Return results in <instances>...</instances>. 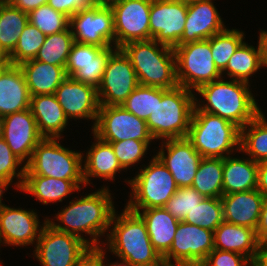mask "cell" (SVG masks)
Returning <instances> with one entry per match:
<instances>
[{
	"instance_id": "1",
	"label": "cell",
	"mask_w": 267,
	"mask_h": 266,
	"mask_svg": "<svg viewBox=\"0 0 267 266\" xmlns=\"http://www.w3.org/2000/svg\"><path fill=\"white\" fill-rule=\"evenodd\" d=\"M110 196L108 188L104 187L81 199L70 201V205L56 215L64 226L50 219L47 221L58 231L82 238L89 246H99L98 237L110 228L115 211ZM80 232L89 234L92 240H86Z\"/></svg>"
},
{
	"instance_id": "2",
	"label": "cell",
	"mask_w": 267,
	"mask_h": 266,
	"mask_svg": "<svg viewBox=\"0 0 267 266\" xmlns=\"http://www.w3.org/2000/svg\"><path fill=\"white\" fill-rule=\"evenodd\" d=\"M248 86L244 81H224L222 78L203 84L196 91L207 103L201 106L195 98L193 111L220 116L241 129L261 112Z\"/></svg>"
},
{
	"instance_id": "3",
	"label": "cell",
	"mask_w": 267,
	"mask_h": 266,
	"mask_svg": "<svg viewBox=\"0 0 267 266\" xmlns=\"http://www.w3.org/2000/svg\"><path fill=\"white\" fill-rule=\"evenodd\" d=\"M113 224L107 235V245L122 263L131 266H165L163 257L150 241L145 222L137 213L126 207L120 216L114 211L110 225Z\"/></svg>"
},
{
	"instance_id": "4",
	"label": "cell",
	"mask_w": 267,
	"mask_h": 266,
	"mask_svg": "<svg viewBox=\"0 0 267 266\" xmlns=\"http://www.w3.org/2000/svg\"><path fill=\"white\" fill-rule=\"evenodd\" d=\"M121 49L130 58L140 85L166 90L178 86L174 48L149 39L126 43Z\"/></svg>"
},
{
	"instance_id": "5",
	"label": "cell",
	"mask_w": 267,
	"mask_h": 266,
	"mask_svg": "<svg viewBox=\"0 0 267 266\" xmlns=\"http://www.w3.org/2000/svg\"><path fill=\"white\" fill-rule=\"evenodd\" d=\"M192 90L182 86L162 89V98L156 99V107L146 121L153 139H175L188 136L195 107Z\"/></svg>"
},
{
	"instance_id": "6",
	"label": "cell",
	"mask_w": 267,
	"mask_h": 266,
	"mask_svg": "<svg viewBox=\"0 0 267 266\" xmlns=\"http://www.w3.org/2000/svg\"><path fill=\"white\" fill-rule=\"evenodd\" d=\"M187 138L204 158H225L234 147L240 150V128L204 111H193Z\"/></svg>"
},
{
	"instance_id": "7",
	"label": "cell",
	"mask_w": 267,
	"mask_h": 266,
	"mask_svg": "<svg viewBox=\"0 0 267 266\" xmlns=\"http://www.w3.org/2000/svg\"><path fill=\"white\" fill-rule=\"evenodd\" d=\"M149 163L128 180L133 195L125 207L130 211L164 207L178 189L172 174L157 156Z\"/></svg>"
},
{
	"instance_id": "8",
	"label": "cell",
	"mask_w": 267,
	"mask_h": 266,
	"mask_svg": "<svg viewBox=\"0 0 267 266\" xmlns=\"http://www.w3.org/2000/svg\"><path fill=\"white\" fill-rule=\"evenodd\" d=\"M58 138H43L35 147L25 175H40L64 180H84L82 153L64 148Z\"/></svg>"
},
{
	"instance_id": "9",
	"label": "cell",
	"mask_w": 267,
	"mask_h": 266,
	"mask_svg": "<svg viewBox=\"0 0 267 266\" xmlns=\"http://www.w3.org/2000/svg\"><path fill=\"white\" fill-rule=\"evenodd\" d=\"M174 52L178 86L197 90L203 84L221 78L222 73L212 57L210 38L177 45Z\"/></svg>"
},
{
	"instance_id": "10",
	"label": "cell",
	"mask_w": 267,
	"mask_h": 266,
	"mask_svg": "<svg viewBox=\"0 0 267 266\" xmlns=\"http://www.w3.org/2000/svg\"><path fill=\"white\" fill-rule=\"evenodd\" d=\"M213 250V231L180 221L172 246L163 256V261L165 266H200Z\"/></svg>"
},
{
	"instance_id": "11",
	"label": "cell",
	"mask_w": 267,
	"mask_h": 266,
	"mask_svg": "<svg viewBox=\"0 0 267 266\" xmlns=\"http://www.w3.org/2000/svg\"><path fill=\"white\" fill-rule=\"evenodd\" d=\"M138 85L130 58L121 48H117L110 55L97 88L100 106H121Z\"/></svg>"
},
{
	"instance_id": "12",
	"label": "cell",
	"mask_w": 267,
	"mask_h": 266,
	"mask_svg": "<svg viewBox=\"0 0 267 266\" xmlns=\"http://www.w3.org/2000/svg\"><path fill=\"white\" fill-rule=\"evenodd\" d=\"M36 243L34 253L43 266H74L89 247L82 238L56 230L47 219Z\"/></svg>"
},
{
	"instance_id": "13",
	"label": "cell",
	"mask_w": 267,
	"mask_h": 266,
	"mask_svg": "<svg viewBox=\"0 0 267 266\" xmlns=\"http://www.w3.org/2000/svg\"><path fill=\"white\" fill-rule=\"evenodd\" d=\"M74 41L103 48L115 44L113 12L110 5L95 4L82 8L70 17ZM75 29V30H73Z\"/></svg>"
},
{
	"instance_id": "14",
	"label": "cell",
	"mask_w": 267,
	"mask_h": 266,
	"mask_svg": "<svg viewBox=\"0 0 267 266\" xmlns=\"http://www.w3.org/2000/svg\"><path fill=\"white\" fill-rule=\"evenodd\" d=\"M93 134L106 142L123 140L152 141L146 121L122 106H100Z\"/></svg>"
},
{
	"instance_id": "15",
	"label": "cell",
	"mask_w": 267,
	"mask_h": 266,
	"mask_svg": "<svg viewBox=\"0 0 267 266\" xmlns=\"http://www.w3.org/2000/svg\"><path fill=\"white\" fill-rule=\"evenodd\" d=\"M151 2L152 0H119L110 5L116 48L132 41L150 39Z\"/></svg>"
},
{
	"instance_id": "16",
	"label": "cell",
	"mask_w": 267,
	"mask_h": 266,
	"mask_svg": "<svg viewBox=\"0 0 267 266\" xmlns=\"http://www.w3.org/2000/svg\"><path fill=\"white\" fill-rule=\"evenodd\" d=\"M187 17V2L152 0L150 9V39L175 48L181 39Z\"/></svg>"
},
{
	"instance_id": "17",
	"label": "cell",
	"mask_w": 267,
	"mask_h": 266,
	"mask_svg": "<svg viewBox=\"0 0 267 266\" xmlns=\"http://www.w3.org/2000/svg\"><path fill=\"white\" fill-rule=\"evenodd\" d=\"M116 49L115 46L103 48L74 42L65 66L66 76L97 89L101 84L107 61Z\"/></svg>"
},
{
	"instance_id": "18",
	"label": "cell",
	"mask_w": 267,
	"mask_h": 266,
	"mask_svg": "<svg viewBox=\"0 0 267 266\" xmlns=\"http://www.w3.org/2000/svg\"><path fill=\"white\" fill-rule=\"evenodd\" d=\"M2 138L6 141L12 153L22 162L31 155L44 138L37 127V122L30 108L4 116Z\"/></svg>"
},
{
	"instance_id": "19",
	"label": "cell",
	"mask_w": 267,
	"mask_h": 266,
	"mask_svg": "<svg viewBox=\"0 0 267 266\" xmlns=\"http://www.w3.org/2000/svg\"><path fill=\"white\" fill-rule=\"evenodd\" d=\"M165 141L162 142L164 145L162 144L156 156L168 168L178 188L191 187L203 157L196 151L187 137ZM163 146L166 147L167 156Z\"/></svg>"
},
{
	"instance_id": "20",
	"label": "cell",
	"mask_w": 267,
	"mask_h": 266,
	"mask_svg": "<svg viewBox=\"0 0 267 266\" xmlns=\"http://www.w3.org/2000/svg\"><path fill=\"white\" fill-rule=\"evenodd\" d=\"M55 96L68 119L95 120L94 128L100 107L97 89L94 86L67 76L56 89Z\"/></svg>"
},
{
	"instance_id": "21",
	"label": "cell",
	"mask_w": 267,
	"mask_h": 266,
	"mask_svg": "<svg viewBox=\"0 0 267 266\" xmlns=\"http://www.w3.org/2000/svg\"><path fill=\"white\" fill-rule=\"evenodd\" d=\"M33 210L4 206L0 210V243L25 246L39 239L42 226ZM40 228V229H39ZM38 232V233H37Z\"/></svg>"
},
{
	"instance_id": "22",
	"label": "cell",
	"mask_w": 267,
	"mask_h": 266,
	"mask_svg": "<svg viewBox=\"0 0 267 266\" xmlns=\"http://www.w3.org/2000/svg\"><path fill=\"white\" fill-rule=\"evenodd\" d=\"M212 0L187 3V17L183 35L177 45L209 39L225 27Z\"/></svg>"
},
{
	"instance_id": "23",
	"label": "cell",
	"mask_w": 267,
	"mask_h": 266,
	"mask_svg": "<svg viewBox=\"0 0 267 266\" xmlns=\"http://www.w3.org/2000/svg\"><path fill=\"white\" fill-rule=\"evenodd\" d=\"M263 198L257 189L222 195L224 221L256 230Z\"/></svg>"
},
{
	"instance_id": "24",
	"label": "cell",
	"mask_w": 267,
	"mask_h": 266,
	"mask_svg": "<svg viewBox=\"0 0 267 266\" xmlns=\"http://www.w3.org/2000/svg\"><path fill=\"white\" fill-rule=\"evenodd\" d=\"M31 96L19 65L0 70V114H9L30 108Z\"/></svg>"
},
{
	"instance_id": "25",
	"label": "cell",
	"mask_w": 267,
	"mask_h": 266,
	"mask_svg": "<svg viewBox=\"0 0 267 266\" xmlns=\"http://www.w3.org/2000/svg\"><path fill=\"white\" fill-rule=\"evenodd\" d=\"M256 230L223 221L214 231V249L232 251L247 257L252 263L259 250Z\"/></svg>"
},
{
	"instance_id": "26",
	"label": "cell",
	"mask_w": 267,
	"mask_h": 266,
	"mask_svg": "<svg viewBox=\"0 0 267 266\" xmlns=\"http://www.w3.org/2000/svg\"><path fill=\"white\" fill-rule=\"evenodd\" d=\"M30 109L44 138H61L68 118L55 94L31 96Z\"/></svg>"
},
{
	"instance_id": "27",
	"label": "cell",
	"mask_w": 267,
	"mask_h": 266,
	"mask_svg": "<svg viewBox=\"0 0 267 266\" xmlns=\"http://www.w3.org/2000/svg\"><path fill=\"white\" fill-rule=\"evenodd\" d=\"M30 96L55 94L56 89L67 77L62 66L51 65L37 60H28L19 65Z\"/></svg>"
},
{
	"instance_id": "28",
	"label": "cell",
	"mask_w": 267,
	"mask_h": 266,
	"mask_svg": "<svg viewBox=\"0 0 267 266\" xmlns=\"http://www.w3.org/2000/svg\"><path fill=\"white\" fill-rule=\"evenodd\" d=\"M132 212L137 213L143 219L153 247L163 257L172 246L180 221L176 220L164 207Z\"/></svg>"
},
{
	"instance_id": "29",
	"label": "cell",
	"mask_w": 267,
	"mask_h": 266,
	"mask_svg": "<svg viewBox=\"0 0 267 266\" xmlns=\"http://www.w3.org/2000/svg\"><path fill=\"white\" fill-rule=\"evenodd\" d=\"M84 180H64L40 175H24L20 190L33 194L44 205L63 201L67 195L79 191Z\"/></svg>"
},
{
	"instance_id": "30",
	"label": "cell",
	"mask_w": 267,
	"mask_h": 266,
	"mask_svg": "<svg viewBox=\"0 0 267 266\" xmlns=\"http://www.w3.org/2000/svg\"><path fill=\"white\" fill-rule=\"evenodd\" d=\"M258 162L250 158H223V195L257 189Z\"/></svg>"
},
{
	"instance_id": "31",
	"label": "cell",
	"mask_w": 267,
	"mask_h": 266,
	"mask_svg": "<svg viewBox=\"0 0 267 266\" xmlns=\"http://www.w3.org/2000/svg\"><path fill=\"white\" fill-rule=\"evenodd\" d=\"M94 138L97 142L93 143L91 149L86 153L87 159L83 167L85 186L90 184L89 177L113 180L115 174L123 169L114 154L111 143L101 140L95 134Z\"/></svg>"
},
{
	"instance_id": "32",
	"label": "cell",
	"mask_w": 267,
	"mask_h": 266,
	"mask_svg": "<svg viewBox=\"0 0 267 266\" xmlns=\"http://www.w3.org/2000/svg\"><path fill=\"white\" fill-rule=\"evenodd\" d=\"M191 187L205 198H221L223 195V158L203 157Z\"/></svg>"
},
{
	"instance_id": "33",
	"label": "cell",
	"mask_w": 267,
	"mask_h": 266,
	"mask_svg": "<svg viewBox=\"0 0 267 266\" xmlns=\"http://www.w3.org/2000/svg\"><path fill=\"white\" fill-rule=\"evenodd\" d=\"M264 116L260 112L240 129L239 151L245 152L253 161L258 163L267 160V122Z\"/></svg>"
},
{
	"instance_id": "34",
	"label": "cell",
	"mask_w": 267,
	"mask_h": 266,
	"mask_svg": "<svg viewBox=\"0 0 267 266\" xmlns=\"http://www.w3.org/2000/svg\"><path fill=\"white\" fill-rule=\"evenodd\" d=\"M29 23L28 13L4 0L0 5V45L10 54Z\"/></svg>"
},
{
	"instance_id": "35",
	"label": "cell",
	"mask_w": 267,
	"mask_h": 266,
	"mask_svg": "<svg viewBox=\"0 0 267 266\" xmlns=\"http://www.w3.org/2000/svg\"><path fill=\"white\" fill-rule=\"evenodd\" d=\"M257 50L243 42L228 61L227 75L232 80H240L249 83V77L262 66L259 48ZM233 77V78H232Z\"/></svg>"
},
{
	"instance_id": "36",
	"label": "cell",
	"mask_w": 267,
	"mask_h": 266,
	"mask_svg": "<svg viewBox=\"0 0 267 266\" xmlns=\"http://www.w3.org/2000/svg\"><path fill=\"white\" fill-rule=\"evenodd\" d=\"M74 42L70 27L60 33L48 35L34 60L62 66L65 69Z\"/></svg>"
},
{
	"instance_id": "37",
	"label": "cell",
	"mask_w": 267,
	"mask_h": 266,
	"mask_svg": "<svg viewBox=\"0 0 267 266\" xmlns=\"http://www.w3.org/2000/svg\"><path fill=\"white\" fill-rule=\"evenodd\" d=\"M244 33L236 29H224L210 38L211 53L215 66L222 72L231 56L244 42Z\"/></svg>"
},
{
	"instance_id": "38",
	"label": "cell",
	"mask_w": 267,
	"mask_h": 266,
	"mask_svg": "<svg viewBox=\"0 0 267 266\" xmlns=\"http://www.w3.org/2000/svg\"><path fill=\"white\" fill-rule=\"evenodd\" d=\"M161 98L162 88L139 84L121 106L138 118L147 121L156 107V99Z\"/></svg>"
},
{
	"instance_id": "39",
	"label": "cell",
	"mask_w": 267,
	"mask_h": 266,
	"mask_svg": "<svg viewBox=\"0 0 267 266\" xmlns=\"http://www.w3.org/2000/svg\"><path fill=\"white\" fill-rule=\"evenodd\" d=\"M183 221L214 232L224 221L221 198H204Z\"/></svg>"
},
{
	"instance_id": "40",
	"label": "cell",
	"mask_w": 267,
	"mask_h": 266,
	"mask_svg": "<svg viewBox=\"0 0 267 266\" xmlns=\"http://www.w3.org/2000/svg\"><path fill=\"white\" fill-rule=\"evenodd\" d=\"M45 38V34L28 23L22 31L16 47L9 54L11 65H20L25 61L34 59Z\"/></svg>"
},
{
	"instance_id": "41",
	"label": "cell",
	"mask_w": 267,
	"mask_h": 266,
	"mask_svg": "<svg viewBox=\"0 0 267 266\" xmlns=\"http://www.w3.org/2000/svg\"><path fill=\"white\" fill-rule=\"evenodd\" d=\"M28 20L46 36L67 30L70 18L44 4L28 13Z\"/></svg>"
},
{
	"instance_id": "42",
	"label": "cell",
	"mask_w": 267,
	"mask_h": 266,
	"mask_svg": "<svg viewBox=\"0 0 267 266\" xmlns=\"http://www.w3.org/2000/svg\"><path fill=\"white\" fill-rule=\"evenodd\" d=\"M205 197L193 187H180L168 200L164 208L178 221H183L187 214L200 205Z\"/></svg>"
},
{
	"instance_id": "43",
	"label": "cell",
	"mask_w": 267,
	"mask_h": 266,
	"mask_svg": "<svg viewBox=\"0 0 267 266\" xmlns=\"http://www.w3.org/2000/svg\"><path fill=\"white\" fill-rule=\"evenodd\" d=\"M151 141L123 140L111 143L116 158L123 169L139 162L148 150Z\"/></svg>"
},
{
	"instance_id": "44",
	"label": "cell",
	"mask_w": 267,
	"mask_h": 266,
	"mask_svg": "<svg viewBox=\"0 0 267 266\" xmlns=\"http://www.w3.org/2000/svg\"><path fill=\"white\" fill-rule=\"evenodd\" d=\"M22 164V161L17 158L12 150L7 145L6 141L0 137V179L10 184L16 176L20 179L15 186L20 189L24 180L25 165L16 173L17 167Z\"/></svg>"
},
{
	"instance_id": "45",
	"label": "cell",
	"mask_w": 267,
	"mask_h": 266,
	"mask_svg": "<svg viewBox=\"0 0 267 266\" xmlns=\"http://www.w3.org/2000/svg\"><path fill=\"white\" fill-rule=\"evenodd\" d=\"M253 266L245 256L232 252L214 249L200 266Z\"/></svg>"
},
{
	"instance_id": "46",
	"label": "cell",
	"mask_w": 267,
	"mask_h": 266,
	"mask_svg": "<svg viewBox=\"0 0 267 266\" xmlns=\"http://www.w3.org/2000/svg\"><path fill=\"white\" fill-rule=\"evenodd\" d=\"M47 4L70 18L80 9L93 6L96 2L95 0H48Z\"/></svg>"
},
{
	"instance_id": "47",
	"label": "cell",
	"mask_w": 267,
	"mask_h": 266,
	"mask_svg": "<svg viewBox=\"0 0 267 266\" xmlns=\"http://www.w3.org/2000/svg\"><path fill=\"white\" fill-rule=\"evenodd\" d=\"M105 254L99 246H89L74 266H105ZM104 263V264H103Z\"/></svg>"
},
{
	"instance_id": "48",
	"label": "cell",
	"mask_w": 267,
	"mask_h": 266,
	"mask_svg": "<svg viewBox=\"0 0 267 266\" xmlns=\"http://www.w3.org/2000/svg\"><path fill=\"white\" fill-rule=\"evenodd\" d=\"M256 234L260 242L267 240V195L264 196Z\"/></svg>"
},
{
	"instance_id": "49",
	"label": "cell",
	"mask_w": 267,
	"mask_h": 266,
	"mask_svg": "<svg viewBox=\"0 0 267 266\" xmlns=\"http://www.w3.org/2000/svg\"><path fill=\"white\" fill-rule=\"evenodd\" d=\"M13 7L20 9L23 12L29 13L32 10L48 3V0H6Z\"/></svg>"
},
{
	"instance_id": "50",
	"label": "cell",
	"mask_w": 267,
	"mask_h": 266,
	"mask_svg": "<svg viewBox=\"0 0 267 266\" xmlns=\"http://www.w3.org/2000/svg\"><path fill=\"white\" fill-rule=\"evenodd\" d=\"M257 190L267 195V160L258 163Z\"/></svg>"
},
{
	"instance_id": "51",
	"label": "cell",
	"mask_w": 267,
	"mask_h": 266,
	"mask_svg": "<svg viewBox=\"0 0 267 266\" xmlns=\"http://www.w3.org/2000/svg\"><path fill=\"white\" fill-rule=\"evenodd\" d=\"M258 48L261 57L262 66L267 67V31H261L258 41Z\"/></svg>"
},
{
	"instance_id": "52",
	"label": "cell",
	"mask_w": 267,
	"mask_h": 266,
	"mask_svg": "<svg viewBox=\"0 0 267 266\" xmlns=\"http://www.w3.org/2000/svg\"><path fill=\"white\" fill-rule=\"evenodd\" d=\"M253 266H267V240L260 242Z\"/></svg>"
},
{
	"instance_id": "53",
	"label": "cell",
	"mask_w": 267,
	"mask_h": 266,
	"mask_svg": "<svg viewBox=\"0 0 267 266\" xmlns=\"http://www.w3.org/2000/svg\"><path fill=\"white\" fill-rule=\"evenodd\" d=\"M11 65L9 53L0 45V70Z\"/></svg>"
},
{
	"instance_id": "54",
	"label": "cell",
	"mask_w": 267,
	"mask_h": 266,
	"mask_svg": "<svg viewBox=\"0 0 267 266\" xmlns=\"http://www.w3.org/2000/svg\"><path fill=\"white\" fill-rule=\"evenodd\" d=\"M8 183L4 182L3 180L0 179V210L5 206V204H2V194L4 193L5 190H7Z\"/></svg>"
},
{
	"instance_id": "55",
	"label": "cell",
	"mask_w": 267,
	"mask_h": 266,
	"mask_svg": "<svg viewBox=\"0 0 267 266\" xmlns=\"http://www.w3.org/2000/svg\"><path fill=\"white\" fill-rule=\"evenodd\" d=\"M119 1V0H95L96 4L101 5H111L112 3Z\"/></svg>"
},
{
	"instance_id": "56",
	"label": "cell",
	"mask_w": 267,
	"mask_h": 266,
	"mask_svg": "<svg viewBox=\"0 0 267 266\" xmlns=\"http://www.w3.org/2000/svg\"><path fill=\"white\" fill-rule=\"evenodd\" d=\"M3 124H4V116L0 114V137L3 134Z\"/></svg>"
},
{
	"instance_id": "57",
	"label": "cell",
	"mask_w": 267,
	"mask_h": 266,
	"mask_svg": "<svg viewBox=\"0 0 267 266\" xmlns=\"http://www.w3.org/2000/svg\"><path fill=\"white\" fill-rule=\"evenodd\" d=\"M107 266H131V265H127L122 262L121 263L115 262V263H111L110 265L108 264Z\"/></svg>"
},
{
	"instance_id": "58",
	"label": "cell",
	"mask_w": 267,
	"mask_h": 266,
	"mask_svg": "<svg viewBox=\"0 0 267 266\" xmlns=\"http://www.w3.org/2000/svg\"><path fill=\"white\" fill-rule=\"evenodd\" d=\"M180 1H183V2H191V1H195V0H180Z\"/></svg>"
}]
</instances>
